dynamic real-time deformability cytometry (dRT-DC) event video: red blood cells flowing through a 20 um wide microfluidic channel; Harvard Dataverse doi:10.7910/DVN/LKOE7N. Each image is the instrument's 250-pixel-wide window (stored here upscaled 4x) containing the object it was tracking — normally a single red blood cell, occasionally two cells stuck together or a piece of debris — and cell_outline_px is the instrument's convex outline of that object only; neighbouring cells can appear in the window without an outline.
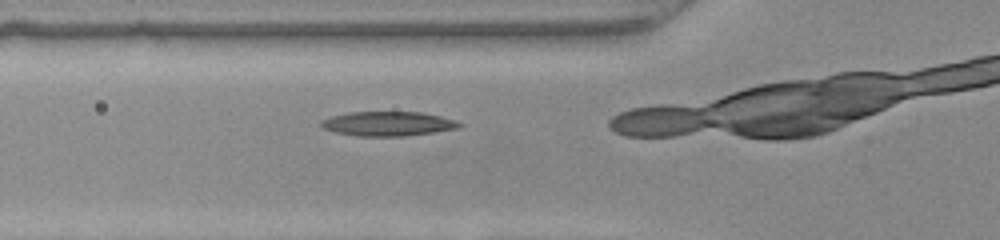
{"species": "common noctule bat (a hibernating species)", "species_latin": "Nyctalus noctula", "temperature_condition": "warm", "stored_images_in_passage": 12, "camera_frame_rate_fps": 3000, "um_per_image_px": 0.085, "animal": {"sex": "female", "body_mass_g": 22.0, "forearm_length_mm": 56.7}, "frame": {"image": 1, "passage_image": 6, "time_ms": 1.667, "image_size_px": [1000, 240], "cell_outline_px": [[464, 124], [460, 128], [404, 136], [356, 136], [336, 132], [324, 128], [320, 124], [320, 120], [332, 116], [352, 112], [420, 112], [440, 116], [456, 120]], "centroid_in_image_um": [33.0, 10.51], "position_along_channel_um": 92.8, "area_um2": 19.59}}